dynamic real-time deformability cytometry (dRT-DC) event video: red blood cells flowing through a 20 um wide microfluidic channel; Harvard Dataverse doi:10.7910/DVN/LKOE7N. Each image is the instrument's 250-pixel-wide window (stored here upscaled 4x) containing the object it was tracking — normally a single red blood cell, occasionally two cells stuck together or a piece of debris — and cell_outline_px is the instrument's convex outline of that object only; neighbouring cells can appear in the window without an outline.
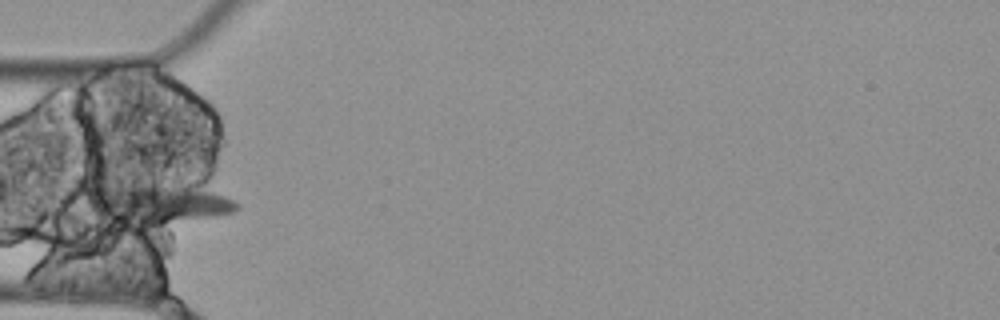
{"species": "Egyptian fruit bat (a non-hibernating species)", "species_latin": "Rousettus aegyptiacus", "temperature_condition": "cold", "stored_images_in_passage": 4, "camera_frame_rate_fps": 3000, "um_per_image_px": 0.085, "animal": {"sex": "female"}, "frame": {"image": 1, "passage_image": 4, "time_ms": 1.0, "image_size_px": [1000, 320], "cell_outline_px": [[240, 208], [232, 212], [216, 216], [168, 220], [108, 224], [84, 200], [92, 180], [192, 180], [240, 204]], "centroid_in_image_um": [13.19, 17.06], "position_along_channel_um": 71.8, "area_um2": 37.86}}